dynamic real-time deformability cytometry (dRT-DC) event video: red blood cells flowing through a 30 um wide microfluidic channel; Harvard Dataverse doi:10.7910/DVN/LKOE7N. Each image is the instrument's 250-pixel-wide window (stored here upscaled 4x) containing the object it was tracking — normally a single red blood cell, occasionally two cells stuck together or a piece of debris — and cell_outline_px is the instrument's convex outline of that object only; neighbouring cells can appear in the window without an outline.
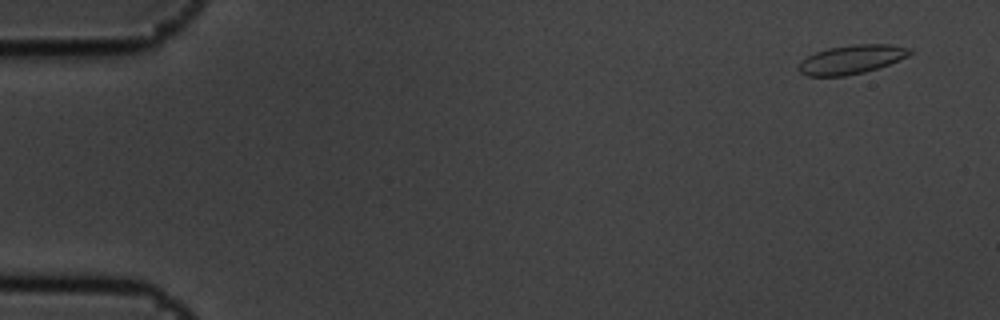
{"species": "common noctule bat (a hibernating species)", "species_latin": "Nyctalus noctula", "temperature_condition": "cold", "stored_images_in_passage": 10, "camera_frame_rate_fps": 3000, "um_per_image_px": 0.085, "animal": {"sex": "male", "body_mass_g": 19.5, "forearm_length_mm": 54.6}, "frame": {"image": 1, "passage_image": 1, "time_ms": 0.0, "image_size_px": [1000, 320], "cell_outline_px": [[912, 52], [908, 56], [888, 64], [864, 72], [844, 76], [808, 76], [800, 72], [796, 68], [800, 60], [816, 52], [828, 48], [856, 44], [892, 44], [912, 48]], "centroid_in_image_um": [72.36, 5.05], "position_along_channel_um": 12.6, "area_um2": 18.73}}
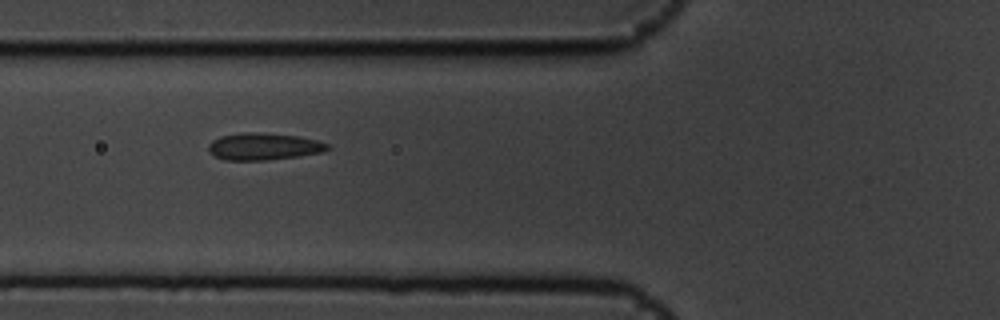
{"frame": {"image": 2, "passage_image": 6, "time_ms": 1.667, "image_size_px": [1000, 320], "cell_outline_px": [[328, 148], [324, 152], [300, 156], [268, 160], [224, 160], [208, 152], [208, 144], [212, 140], [220, 136], [240, 132], [256, 132], [296, 136], [316, 140], [328, 144]], "centroid_in_image_um": [22.37, 12.45], "position_along_channel_um": 103.4, "area_um2": 18.79}}
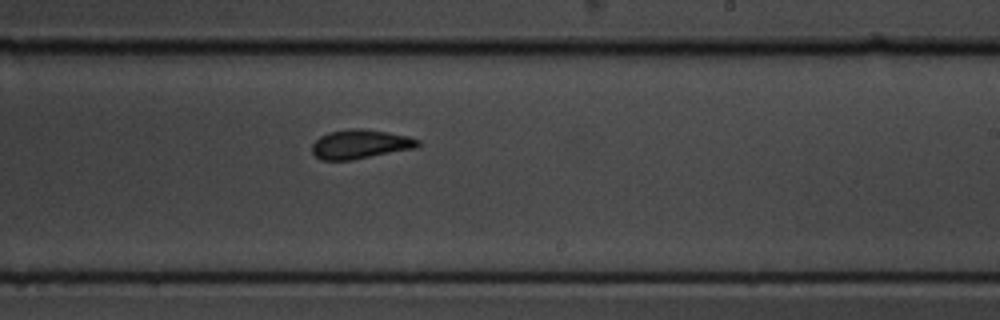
{"frame": {"image": 3, "passage_image": 10, "time_ms": 3.0, "image_size_px": [1000, 320], "cell_outline_px": [[420, 144], [416, 148], [352, 160], [320, 160], [312, 152], [312, 144], [320, 136], [328, 132], [348, 128], [360, 128], [388, 132], [408, 136], [420, 140]], "centroid_in_image_um": [30.61, 12.25], "position_along_channel_um": 258.4, "area_um2": 18.09}}